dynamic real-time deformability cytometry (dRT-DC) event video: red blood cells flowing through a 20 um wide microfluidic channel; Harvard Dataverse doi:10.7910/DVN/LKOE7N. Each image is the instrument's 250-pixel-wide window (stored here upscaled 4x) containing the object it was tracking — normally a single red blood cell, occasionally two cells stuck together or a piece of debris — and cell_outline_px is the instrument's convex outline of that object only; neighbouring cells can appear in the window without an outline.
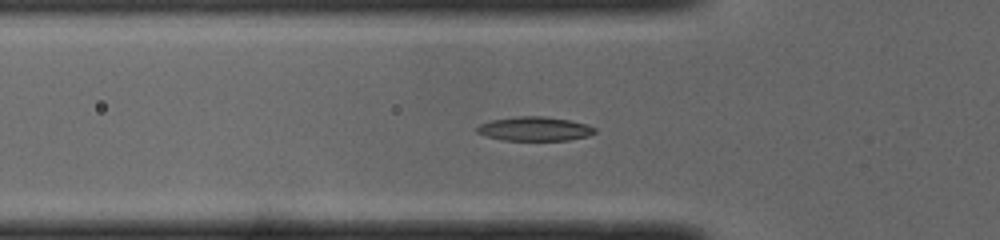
{"species": "common noctule bat (a hibernating species)", "species_latin": "Nyctalus noctula", "temperature_condition": "cold", "stored_images_in_passage": 52, "camera_frame_rate_fps": 3000, "um_per_image_px": 0.085, "animal": {"sex": "male", "body_mass_g": 19.0, "forearm_length_mm": 50.8}, "frame": {"image": 1, "passage_image": 17, "time_ms": 5.333, "image_size_px": [1000, 240], "cell_outline_px": [[596, 132], [588, 136], [568, 140], [500, 140], [476, 132], [476, 128], [480, 124], [492, 120], [520, 116], [544, 116], [568, 120], [584, 124], [596, 128]], "centroid_in_image_um": [45.44, 10.95], "position_along_channel_um": 80.4, "area_um2": 16.36}}
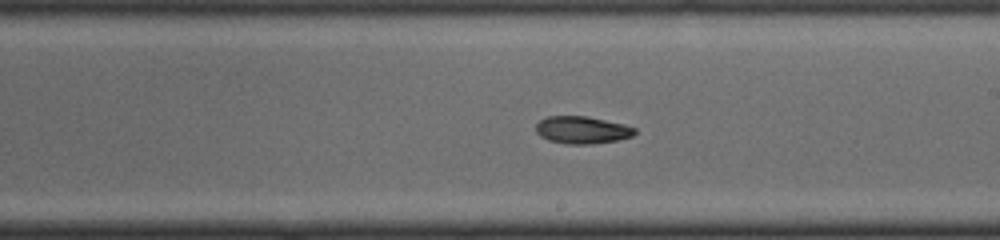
{"frame": {"image": 2, "passage_image": 29, "time_ms": 9.333, "image_size_px": [1000, 240], "cell_outline_px": [[636, 132], [632, 136], [616, 140], [592, 144], [568, 144], [548, 140], [540, 136], [536, 132], [536, 124], [540, 120], [548, 116], [588, 116], [624, 124], [636, 128]], "centroid_in_image_um": [49.47, 11.04], "position_along_channel_um": 239.5, "area_um2": 15.78}}
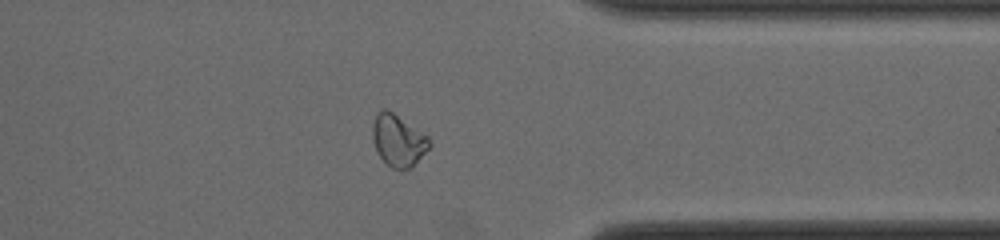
{"frame": {"image": 3, "passage_image": 40, "time_ms": 13.0, "image_size_px": [1000, 240], "cell_outline_px": [[432, 144], [408, 168], [392, 168], [376, 152], [372, 140], [372, 124], [376, 112], [384, 108], [388, 108], [428, 136], [432, 140]], "centroid_in_image_um": [33.8, 11.86], "position_along_channel_um": 377.6, "area_um2": 17.05}, "authors_computed_cell_mechanics": {"area_um2": 15.9817, "velocity_mm_per_s": 3.9803, "shape_relaxation_time_tau1_ms": 5.6425, "shape_relaxation_time_tau2_ms": null, "deformation_change_tau1": 0.1454, "deformation_change_tau2": null}}